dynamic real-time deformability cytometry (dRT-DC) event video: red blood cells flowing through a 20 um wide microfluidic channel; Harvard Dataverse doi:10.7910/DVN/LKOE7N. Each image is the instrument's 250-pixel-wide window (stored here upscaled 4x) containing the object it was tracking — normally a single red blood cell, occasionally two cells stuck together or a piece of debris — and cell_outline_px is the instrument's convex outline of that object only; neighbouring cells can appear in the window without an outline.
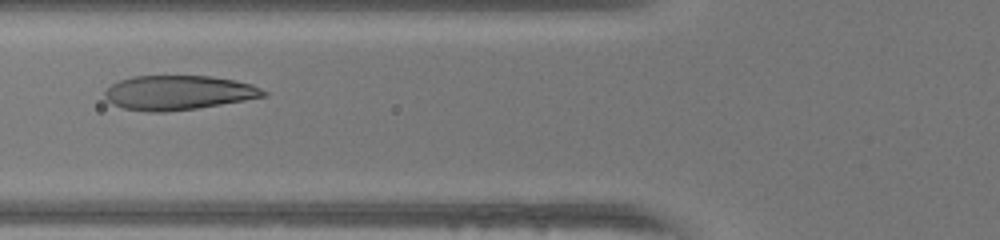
{"species": "human", "species_latin": "Homo sapiens", "temperature_condition": "warm", "stored_images_in_passage": 35, "camera_frame_rate_fps": 3000, "um_per_image_px": 0.085, "donor": {"sex": "female"}, "frame": {"image": 1, "passage_image": 13, "time_ms": 4.0, "image_size_px": [1000, 240], "cell_outline_px": [[268, 96], [196, 108], [164, 112], [148, 112], [124, 108], [112, 104], [104, 96], [104, 92], [112, 84], [120, 80], [132, 76], [212, 76], [252, 84], [268, 92]], "centroid_in_image_um": [15.16, 7.87], "position_along_channel_um": 110.6, "area_um2": 31.67}}
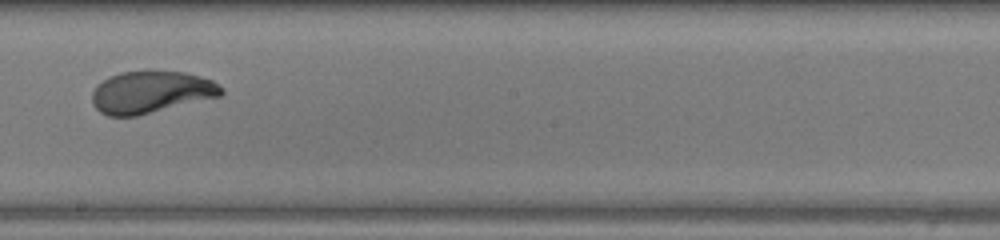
{"frame": {"image": 2, "passage_image": 22, "time_ms": 7.0, "image_size_px": [1000, 240], "cell_outline_px": [[224, 92], [220, 96], [136, 116], [108, 116], [100, 112], [92, 104], [92, 92], [96, 84], [108, 76], [120, 72], [148, 68], [184, 72], [212, 80], [224, 88]], "centroid_in_image_um": [12.8, 7.79], "position_along_channel_um": 235.4, "area_um2": 32.43}}
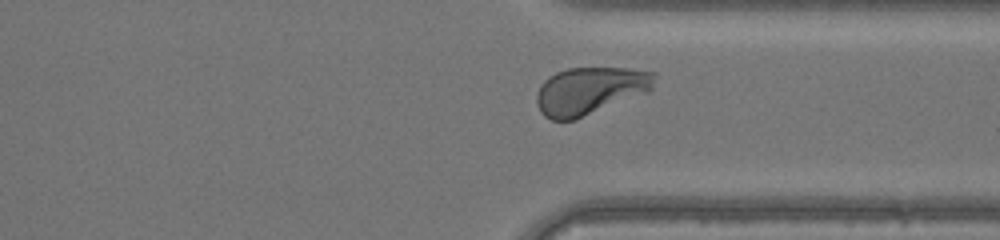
{"frame": {"image": 3, "passage_image": 31, "time_ms": 10.0, "image_size_px": [1000, 240], "cell_outline_px": [[656, 76], [652, 88], [648, 92], [576, 120], [552, 120], [544, 116], [540, 112], [536, 104], [536, 92], [540, 84], [548, 76], [556, 72], [568, 68], [628, 68], [656, 72]], "centroid_in_image_um": [50.12, 7.71], "position_along_channel_um": 361.3, "area_um2": 33.0}, "authors_computed_cell_mechanics": {"area_um2": 32.2524, "velocity_mm_per_s": 4.1744, "shape_relaxation_time_tau1_ms": 3.1198, "shape_relaxation_time_tau2_ms": null, "deformation_change_tau1": 0.1909, "deformation_change_tau2": null}}